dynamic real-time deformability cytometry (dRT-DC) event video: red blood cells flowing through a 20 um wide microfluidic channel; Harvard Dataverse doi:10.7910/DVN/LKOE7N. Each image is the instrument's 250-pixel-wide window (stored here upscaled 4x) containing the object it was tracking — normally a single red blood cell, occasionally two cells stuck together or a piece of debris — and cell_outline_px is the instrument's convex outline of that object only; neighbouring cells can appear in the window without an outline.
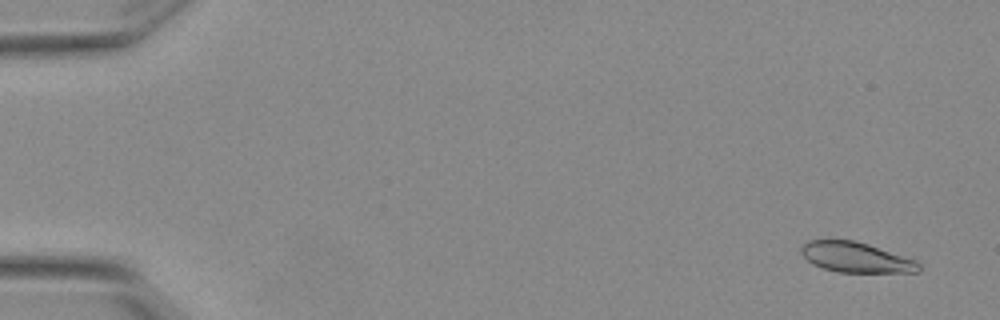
{"species": "Egyptian fruit bat (a non-hibernating species)", "species_latin": "Rousettus aegyptiacus", "temperature_condition": "warm", "stored_images_in_passage": 53, "camera_frame_rate_fps": 3000, "um_per_image_px": 0.085, "animal": {"sex": "female"}, "frame": {"image": 1, "passage_image": 1, "time_ms": 0.0, "image_size_px": [1000, 320], "cell_outline_px": [[920, 272], [840, 272], [824, 268], [812, 264], [800, 252], [800, 248], [808, 240], [852, 240], [868, 244], [916, 260], [920, 264]], "centroid_in_image_um": [72.75, 21.87], "position_along_channel_um": 12.2, "area_um2": 20.52}}
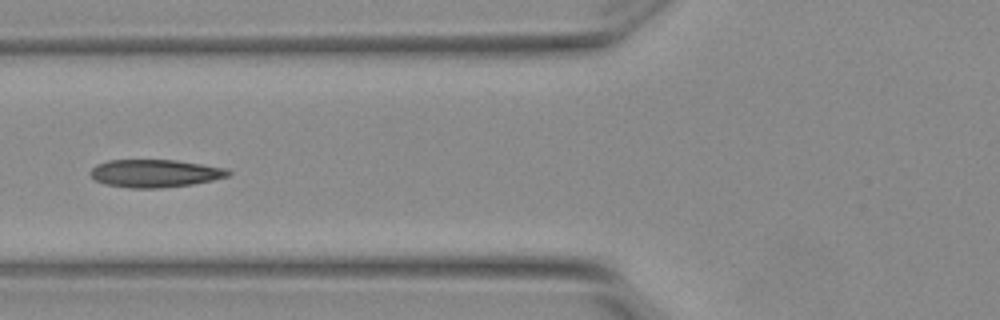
{"frame": {"image": 2, "passage_image": 20, "time_ms": 6.333, "image_size_px": [1000, 320], "cell_outline_px": [[232, 172], [228, 176], [212, 180], [192, 184], [160, 188], [128, 188], [104, 184], [96, 180], [92, 176], [92, 168], [96, 164], [108, 160], [176, 160], [228, 168]], "centroid_in_image_um": [13.19, 14.73], "position_along_channel_um": 112.6, "area_um2": 22.31}}
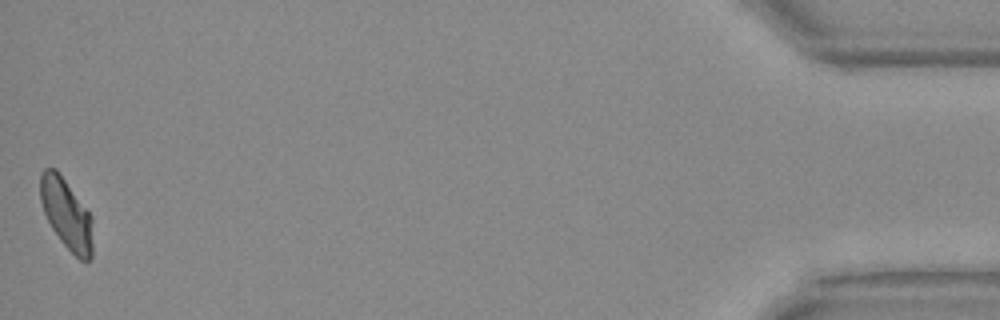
{"frame": {"image": 3, "passage_image": 52, "time_ms": 17.0, "image_size_px": [1000, 320], "cell_outline_px": [[92, 256], [88, 260], [80, 260], [60, 240], [52, 228], [44, 212], [40, 200], [40, 172], [44, 168], [56, 168], [92, 216]], "centroid_in_image_um": [5.64, 18.16], "position_along_channel_um": 429.6, "area_um2": 21.39}, "authors_computed_cell_mechanics": {"area_um2": 21.8484, "velocity_mm_per_s": 3.8243, "shape_relaxation_time_tau1_ms": 3.3075, "shape_relaxation_time_tau2_ms": 0.9503, "deformation_change_tau1": 0.1666, "deformation_change_tau2": 0.0846}}